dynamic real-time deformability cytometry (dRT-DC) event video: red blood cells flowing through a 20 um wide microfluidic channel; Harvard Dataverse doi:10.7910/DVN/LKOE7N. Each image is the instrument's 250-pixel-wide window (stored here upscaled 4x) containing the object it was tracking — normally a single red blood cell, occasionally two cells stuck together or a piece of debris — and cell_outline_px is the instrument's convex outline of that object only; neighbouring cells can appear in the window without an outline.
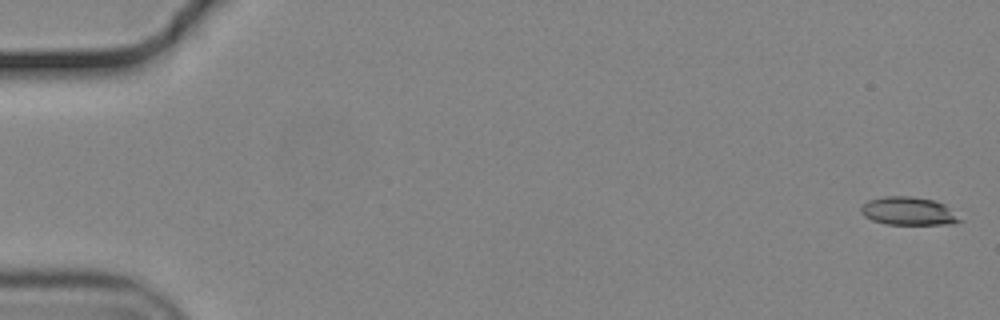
{"species": "common noctule bat (a hibernating species)", "species_latin": "Nyctalus noctula", "temperature_condition": "cold", "stored_images_in_passage": 56, "camera_frame_rate_fps": 3000, "um_per_image_px": 0.085, "animal": {"sex": "male", "body_mass_g": 19.2, "forearm_length_mm": 51.8}, "frame": {"image": 1, "passage_image": 1, "time_ms": 0.0, "image_size_px": [1000, 320], "cell_outline_px": [[964, 220], [952, 224], [884, 224], [872, 220], [864, 216], [860, 212], [860, 208], [868, 200], [884, 196], [912, 196], [932, 200], [944, 204]], "centroid_in_image_um": [77.21, 17.95], "position_along_channel_um": 7.8, "area_um2": 16.24}}
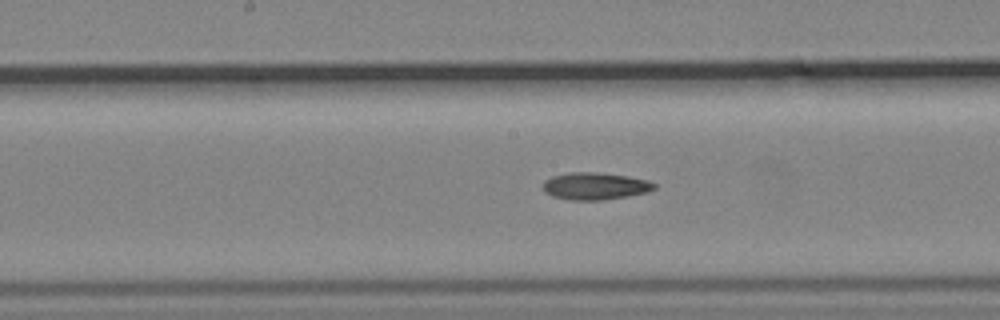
{"frame": {"image": 2, "passage_image": 29, "time_ms": 9.333, "image_size_px": [1000, 320], "cell_outline_px": [[656, 188], [648, 192], [628, 196], [600, 200], [572, 200], [552, 196], [544, 192], [544, 180], [552, 176], [568, 172], [596, 172], [628, 176], [648, 180], [656, 184]], "centroid_in_image_um": [50.59, 15.81], "position_along_channel_um": 197.6, "area_um2": 17.69}}
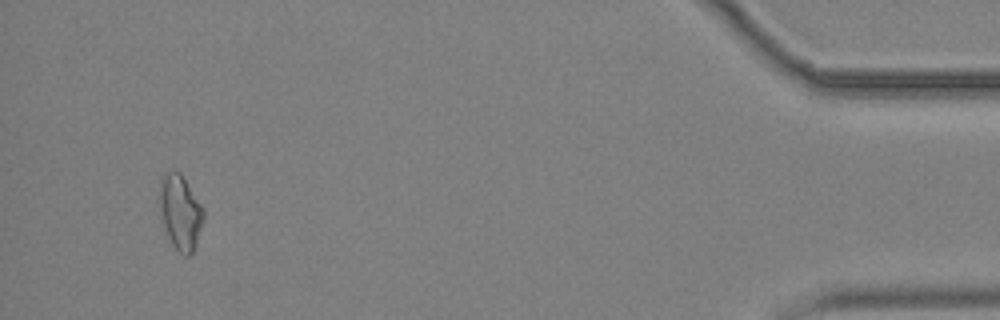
{"frame": {"image": 3, "passage_image": 53, "time_ms": 17.333, "image_size_px": [1000, 320], "cell_outline_px": [[204, 220], [196, 244], [192, 252], [188, 256], [184, 256], [172, 244], [160, 220], [156, 204], [156, 200], [160, 180], [164, 172], [180, 172], [204, 208]], "centroid_in_image_um": [15.27, 18.01], "position_along_channel_um": 419.9, "area_um2": 19.83}}